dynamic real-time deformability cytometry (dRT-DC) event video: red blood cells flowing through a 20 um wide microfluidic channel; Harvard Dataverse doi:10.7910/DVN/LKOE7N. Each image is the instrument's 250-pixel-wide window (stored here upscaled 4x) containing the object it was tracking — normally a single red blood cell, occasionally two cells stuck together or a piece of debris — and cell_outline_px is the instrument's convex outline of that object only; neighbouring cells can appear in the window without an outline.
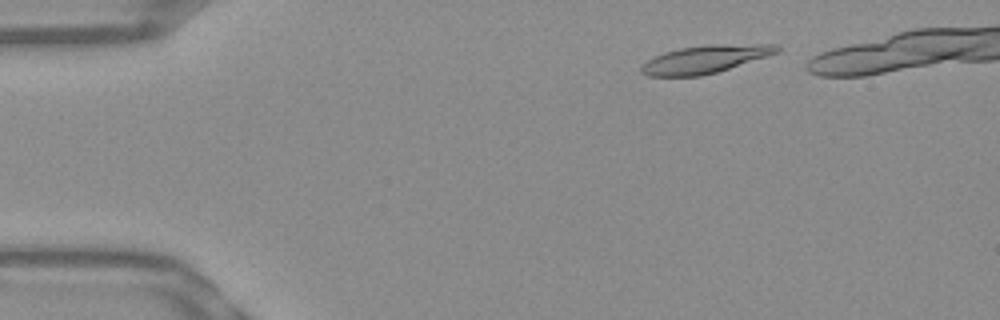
{"species": "Egyptian fruit bat (a non-hibernating species)", "species_latin": "Rousettus aegyptiacus", "temperature_condition": "warm", "stored_images_in_passage": 37, "camera_frame_rate_fps": 3000, "um_per_image_px": 0.085, "frame": {"image": 1, "passage_image": 1, "time_ms": 0.0, "image_size_px": [1000, 320], "cell_outline_px": [[780, 52], [716, 72], [700, 76], [648, 76], [640, 72], [640, 68], [648, 60], [664, 52], [680, 48], [708, 44], [780, 44]], "centroid_in_image_um": [59.96, 5.02], "position_along_channel_um": 25.0, "area_um2": 21.91}}
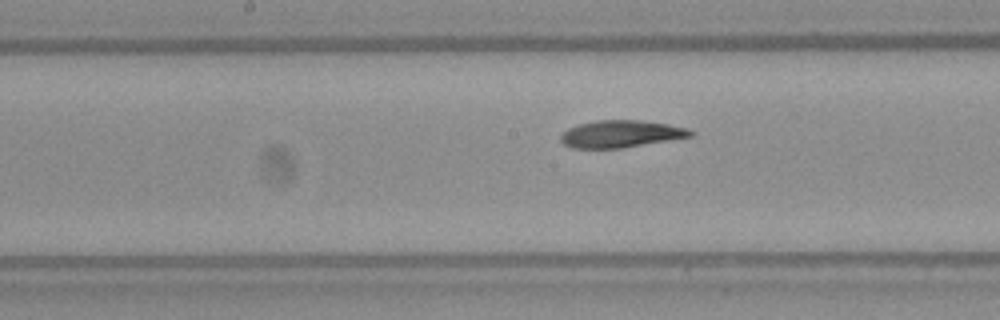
{"frame": {"image": 2, "passage_image": 20, "time_ms": 6.333, "image_size_px": [1000, 320], "cell_outline_px": [[696, 132], [692, 136], [624, 148], [572, 148], [564, 144], [560, 140], [560, 136], [568, 128], [580, 124], [596, 120], [640, 120], [668, 124], [688, 128]], "centroid_in_image_um": [52.8, 11.38], "position_along_channel_um": 195.4, "area_um2": 20.58}}
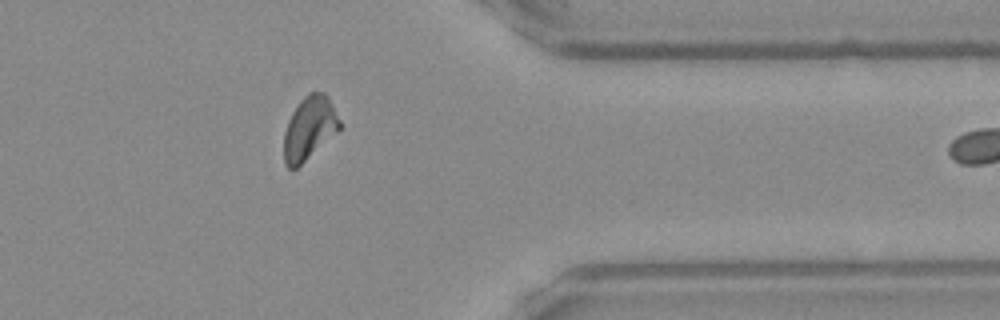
{"frame": {"image": 3, "passage_image": 36, "time_ms": 11.667, "image_size_px": [1000, 320], "cell_outline_px": [[340, 128], [336, 132], [296, 168], [288, 168], [284, 164], [284, 132], [288, 120], [292, 112], [300, 100], [308, 92], [324, 92], [328, 96], [340, 120]], "centroid_in_image_um": [26.27, 10.86], "position_along_channel_um": 385.1, "area_um2": 20.23}}